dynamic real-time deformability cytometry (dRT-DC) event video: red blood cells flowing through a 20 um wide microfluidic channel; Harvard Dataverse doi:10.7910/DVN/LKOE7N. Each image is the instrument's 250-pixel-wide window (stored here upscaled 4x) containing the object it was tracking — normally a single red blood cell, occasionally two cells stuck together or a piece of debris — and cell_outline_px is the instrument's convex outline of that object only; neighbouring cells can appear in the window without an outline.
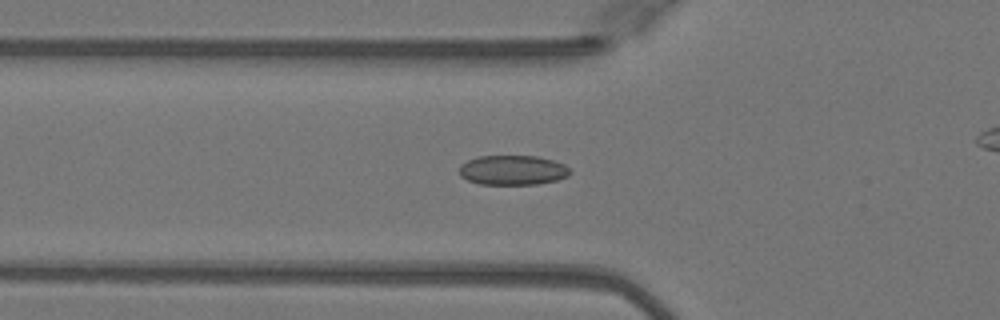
{"species": "Egyptian fruit bat (a non-hibernating species)", "species_latin": "Rousettus aegyptiacus", "temperature_condition": "warm", "stored_images_in_passage": 39, "camera_frame_rate_fps": 3000, "um_per_image_px": 0.085, "animal": {"sex": "female"}, "frame": {"image": 1, "passage_image": 13, "time_ms": 4.0, "image_size_px": [1000, 320], "cell_outline_px": [[572, 172], [568, 176], [556, 180], [536, 184], [480, 184], [468, 180], [460, 176], [460, 164], [476, 156], [536, 156], [552, 160], [564, 164]], "centroid_in_image_um": [43.57, 14.46], "position_along_channel_um": 82.2, "area_um2": 19.13}}
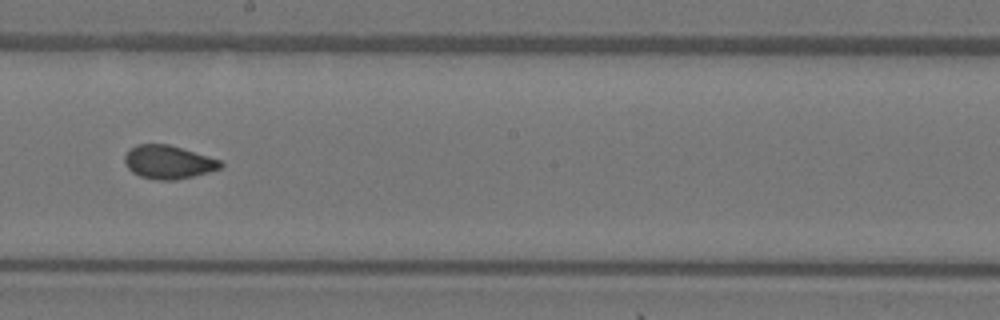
{"frame": {"image": 2, "passage_image": 24, "time_ms": 7.667, "image_size_px": [1000, 320], "cell_outline_px": [[224, 164], [220, 168], [208, 172], [176, 180], [156, 180], [140, 176], [132, 172], [128, 168], [124, 160], [124, 156], [136, 144], [168, 144], [220, 160]], "centroid_in_image_um": [14.29, 13.78], "position_along_channel_um": 233.9, "area_um2": 18.44}}
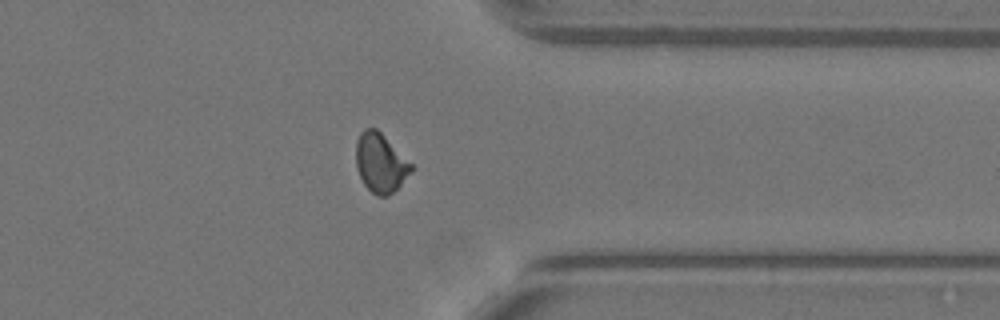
{"frame": {"image": 3, "passage_image": 35, "time_ms": 11.333, "image_size_px": [1000, 320], "cell_outline_px": [[412, 172], [388, 196], [376, 196], [364, 184], [356, 168], [356, 140], [360, 132], [364, 128], [376, 128], [412, 164]], "centroid_in_image_um": [32.31, 13.84], "position_along_channel_um": 379.1, "area_um2": 18.79}}